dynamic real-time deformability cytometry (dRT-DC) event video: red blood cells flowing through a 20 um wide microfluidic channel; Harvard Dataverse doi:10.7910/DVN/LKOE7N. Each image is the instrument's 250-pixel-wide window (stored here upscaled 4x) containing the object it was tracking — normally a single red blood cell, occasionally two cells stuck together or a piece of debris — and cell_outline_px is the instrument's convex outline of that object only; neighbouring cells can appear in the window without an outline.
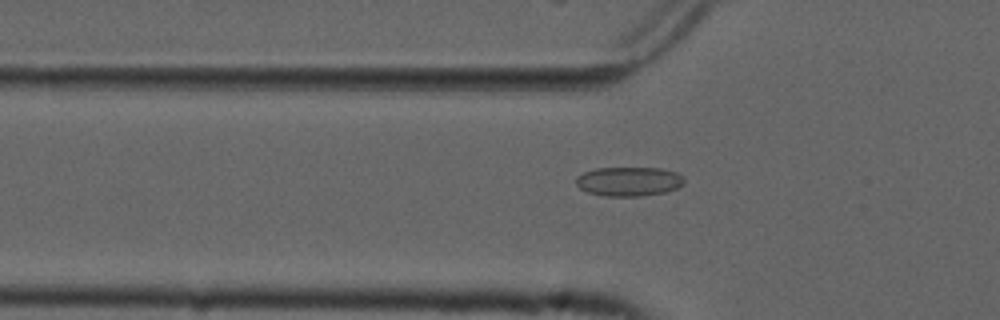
{"species": "common noctule bat (a hibernating species)", "species_latin": "Nyctalus noctula", "temperature_condition": "cold", "stored_images_in_passage": 54, "camera_frame_rate_fps": 3000, "um_per_image_px": 0.085, "animal": {"sex": "male", "forearm_length_mm": 52.5}, "frame": {"image": 1, "passage_image": 18, "time_ms": 5.667, "image_size_px": [1000, 320], "cell_outline_px": [[684, 184], [676, 188], [664, 192], [640, 196], [604, 196], [588, 192], [580, 188], [576, 184], [576, 176], [584, 172], [596, 168], [660, 168], [676, 172], [684, 176]], "centroid_in_image_um": [53.45, 15.42], "position_along_channel_um": 72.4, "area_um2": 18.44}}
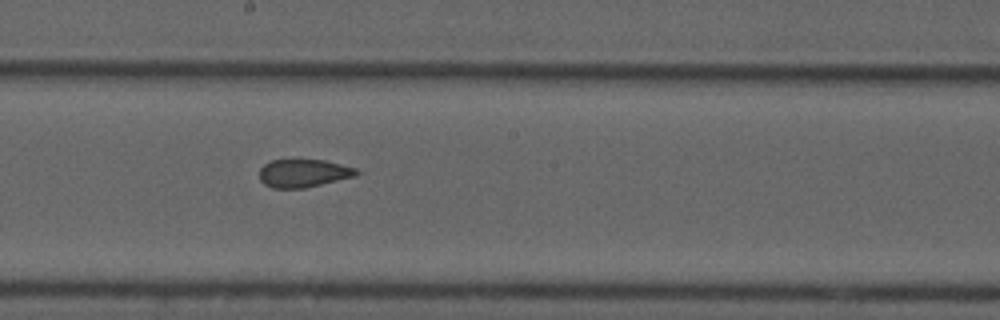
{"frame": {"image": 2, "passage_image": 30, "time_ms": 9.667, "image_size_px": [1000, 320], "cell_outline_px": [[364, 172], [356, 176], [304, 188], [272, 188], [264, 184], [260, 180], [260, 168], [264, 164], [272, 160], [324, 160], [356, 168]], "centroid_in_image_um": [25.83, 14.72], "position_along_channel_um": 222.4, "area_um2": 15.9}}
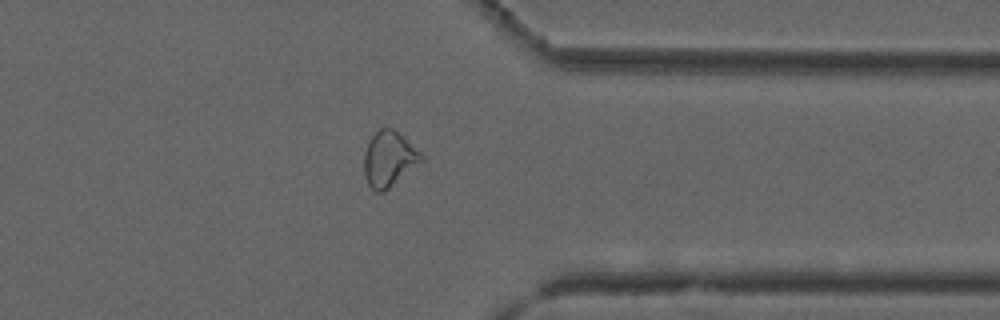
{"frame": {"image": 3, "passage_image": 43, "time_ms": 14.0, "image_size_px": [1000, 320], "cell_outline_px": [[424, 160], [384, 192], [376, 192], [368, 184], [364, 176], [364, 152], [368, 140], [380, 128], [392, 128], [404, 136], [424, 156]], "centroid_in_image_um": [33.06, 13.51], "position_along_channel_um": 378.3, "area_um2": 18.55}, "authors_computed_cell_mechanics": {"area_um2": 18.5827, "velocity_mm_per_s": 3.7453, "shape_relaxation_time_tau1_ms": null, "shape_relaxation_time_tau2_ms": 0.9668, "deformation_change_tau1": null, "deformation_change_tau2": 0.0531}}